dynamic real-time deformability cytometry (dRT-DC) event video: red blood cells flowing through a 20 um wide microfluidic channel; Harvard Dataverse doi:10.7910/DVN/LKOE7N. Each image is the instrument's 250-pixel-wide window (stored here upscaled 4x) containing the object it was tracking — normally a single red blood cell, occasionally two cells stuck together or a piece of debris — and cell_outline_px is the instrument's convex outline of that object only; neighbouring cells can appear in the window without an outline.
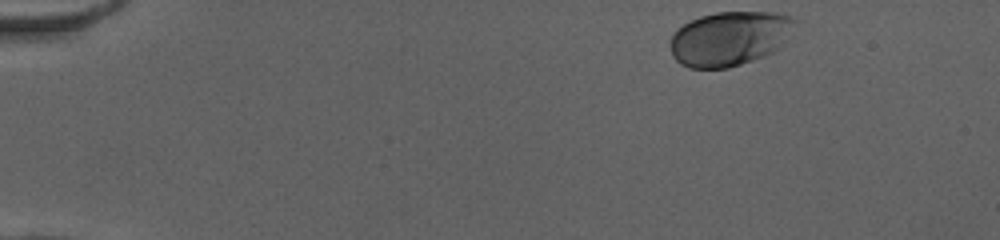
{"species": "human", "species_latin": "Homo sapiens", "temperature_condition": "cold", "stored_images_in_passage": 47, "camera_frame_rate_fps": 3000, "um_per_image_px": 0.085, "donor": {"sex": "female"}, "frame": {"image": 1, "passage_image": 1, "time_ms": 0.0, "image_size_px": [1000, 240], "cell_outline_px": [[796, 20], [776, 48], [772, 52], [764, 56], [728, 68], [688, 68], [680, 64], [672, 56], [672, 32], [676, 28], [700, 16], [716, 12], [776, 12], [796, 16]], "centroid_in_image_um": [61.95, 3.26], "position_along_channel_um": 23.0, "area_um2": 39.02}}
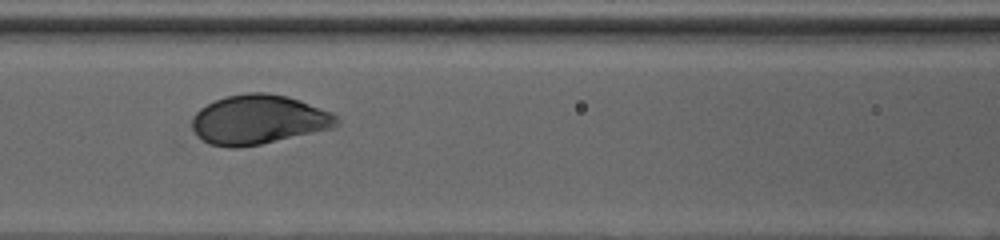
{"frame": {"image": 2, "passage_image": 19, "time_ms": 6.0, "image_size_px": [1000, 240], "cell_outline_px": [[340, 120], [332, 128], [260, 144], [236, 148], [228, 148], [212, 144], [204, 140], [192, 128], [192, 120], [196, 112], [200, 108], [224, 96], [248, 92], [264, 92], [288, 96], [300, 100], [332, 112], [340, 116]], "centroid_in_image_um": [22.0, 10.15], "position_along_channel_um": 144.6, "area_um2": 41.44}}
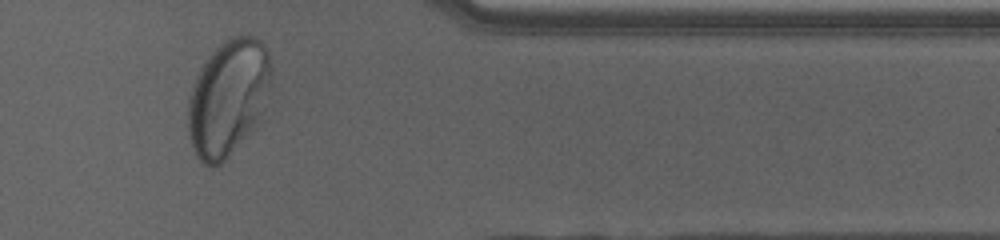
{"frame": {"image": 3, "passage_image": 39, "time_ms": 12.667, "image_size_px": [1000, 240], "cell_outline_px": [[272, 76], [264, 108], [256, 128], [220, 164], [212, 168], [204, 164], [196, 156], [188, 132], [188, 96], [192, 84], [204, 60], [224, 40], [232, 36], [256, 36], [264, 44], [268, 52], [272, 68]], "centroid_in_image_um": [19.4, 8.3], "position_along_channel_um": 392.0, "area_um2": 56.93}, "authors_computed_cell_mechanics": {"area_um2": 41.038, "velocity_mm_per_s": 3.9083, "shape_relaxation_time_tau1_ms": 2.5656, "shape_relaxation_time_tau2_ms": null, "deformation_change_tau1": 0.1363, "deformation_change_tau2": null}}